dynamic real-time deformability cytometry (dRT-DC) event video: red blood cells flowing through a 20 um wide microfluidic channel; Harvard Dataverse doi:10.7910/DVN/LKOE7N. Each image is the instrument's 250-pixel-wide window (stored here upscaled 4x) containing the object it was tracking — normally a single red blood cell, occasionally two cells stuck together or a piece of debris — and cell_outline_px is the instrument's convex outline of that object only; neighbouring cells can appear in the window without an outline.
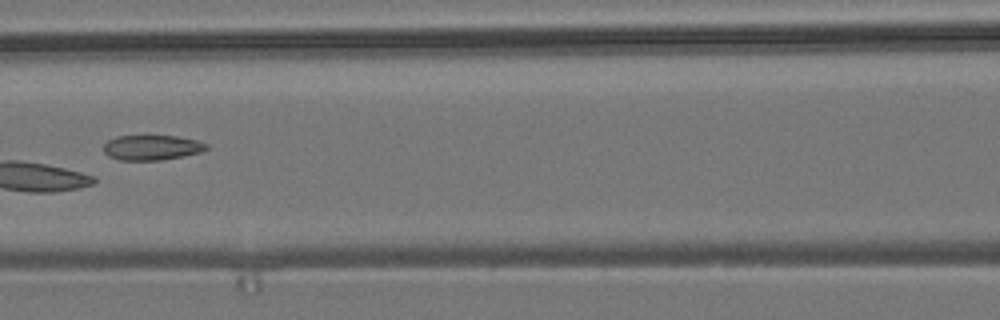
{"species": "common noctule bat (a hibernating species)", "species_latin": "Nyctalus noctula", "temperature_condition": "room temperature", "stored_images_in_passage": 6, "camera_frame_rate_fps": 3000, "um_per_image_px": 0.085, "animal": {"sex": "male", "body_mass_g": 19.2, "forearm_length_mm": 51.8}, "frame": {"image": 1, "passage_image": 6, "time_ms": 1.667, "image_size_px": [1000, 320], "cell_outline_px": [[208, 148], [200, 152], [160, 160], [120, 160], [108, 156], [104, 152], [104, 144], [108, 140], [116, 136], [180, 136], [196, 140], [208, 144]], "centroid_in_image_um": [12.89, 12.53], "position_along_channel_um": 153.7, "area_um2": 14.91}}